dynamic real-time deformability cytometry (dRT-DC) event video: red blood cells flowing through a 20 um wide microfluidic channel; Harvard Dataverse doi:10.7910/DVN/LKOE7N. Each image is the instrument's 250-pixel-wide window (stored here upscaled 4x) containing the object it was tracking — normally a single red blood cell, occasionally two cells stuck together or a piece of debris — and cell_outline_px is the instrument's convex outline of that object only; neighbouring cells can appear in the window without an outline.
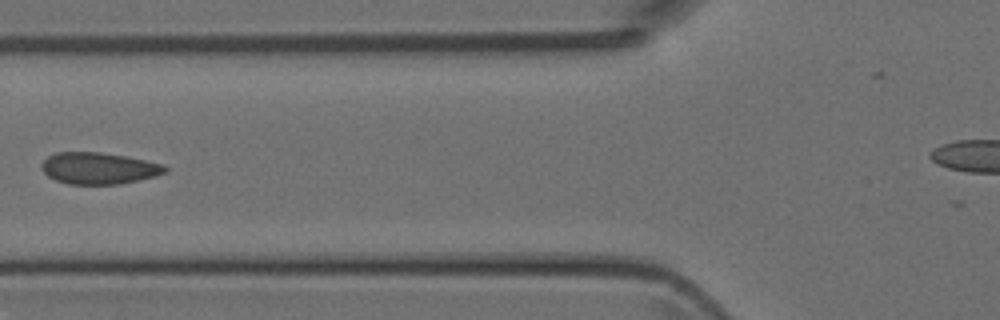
{"species": "Egyptian fruit bat (a non-hibernating species)", "species_latin": "Rousettus aegyptiacus", "temperature_condition": "room temperature", "stored_images_in_passage": 8, "segment_of_instrument_passage": [1, 2], "camera_frame_rate_fps": 3000, "um_per_image_px": 0.085, "animal": {"sex": "female"}, "frame": {"image": 1, "passage_image": 6, "time_ms": 5.667, "image_size_px": [1000, 320], "cell_outline_px": [[168, 172], [156, 176], [120, 184], [68, 184], [56, 180], [48, 176], [40, 168], [40, 164], [48, 156], [56, 152], [100, 152], [128, 156], [164, 164], [168, 168]], "centroid_in_image_um": [8.42, 14.29], "position_along_channel_um": 117.4, "area_um2": 23.0}}
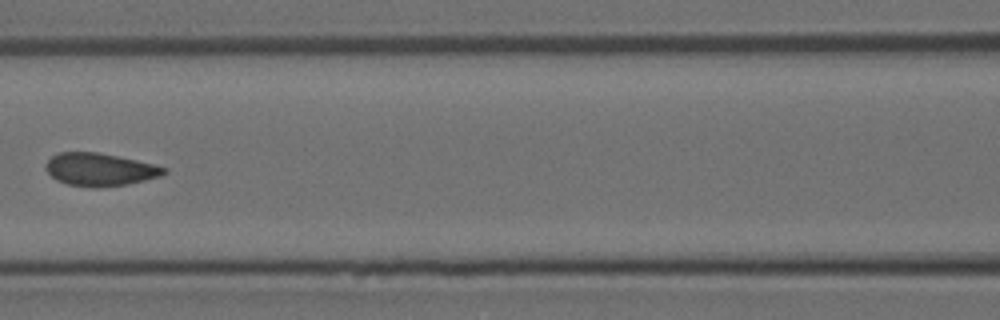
{"frame": {"image": 2, "passage_image": 7, "time_ms": 6.667, "image_size_px": [1000, 320], "cell_outline_px": [[168, 172], [160, 176], [128, 184], [100, 188], [96, 188], [68, 184], [56, 180], [44, 168], [48, 160], [52, 156], [60, 152], [100, 152], [136, 160], [168, 168]], "centroid_in_image_um": [8.49, 14.41], "position_along_channel_um": 158.1, "area_um2": 22.6}}